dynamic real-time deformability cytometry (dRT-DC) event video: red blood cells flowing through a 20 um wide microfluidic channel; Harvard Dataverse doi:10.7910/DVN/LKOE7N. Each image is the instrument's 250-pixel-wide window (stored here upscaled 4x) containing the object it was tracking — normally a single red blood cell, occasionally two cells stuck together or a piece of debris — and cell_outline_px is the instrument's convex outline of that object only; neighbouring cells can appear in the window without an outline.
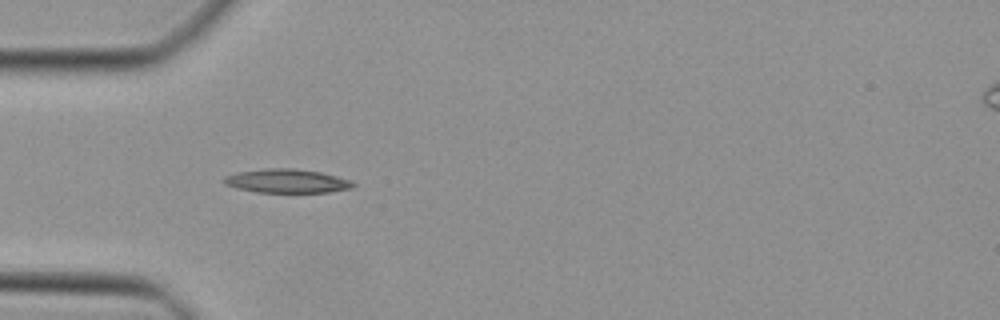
{"species": "Egyptian fruit bat (a non-hibernating species)", "species_latin": "Rousettus aegyptiacus", "temperature_condition": "cold", "stored_images_in_passage": 36, "camera_frame_rate_fps": 3000, "um_per_image_px": 0.085, "animal": {"sex": "female"}, "frame": {"image": 1, "passage_image": 4, "time_ms": 1.0, "image_size_px": [1000, 320], "cell_outline_px": [[356, 184], [352, 188], [328, 192], [256, 192], [236, 188], [224, 184], [224, 176], [240, 172], [268, 168], [296, 168], [320, 172], [352, 180]], "centroid_in_image_um": [24.41, 15.38], "position_along_channel_um": 60.6, "area_um2": 17.86}}
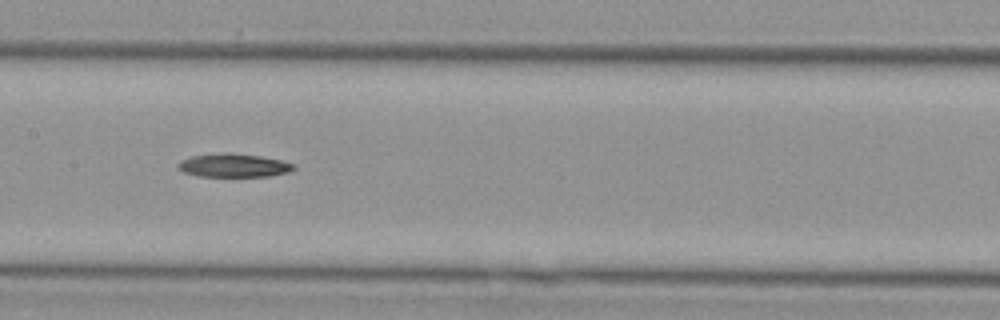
{"frame": {"image": 2, "passage_image": 13, "time_ms": 4.0, "image_size_px": [1000, 320], "cell_outline_px": [[296, 168], [288, 172], [268, 176], [196, 176], [184, 172], [176, 168], [176, 164], [180, 160], [192, 156], [224, 152], [228, 152], [260, 156], [280, 160], [292, 164]], "centroid_in_image_um": [19.79, 14.05], "position_along_channel_um": 187.6, "area_um2": 15.78}}
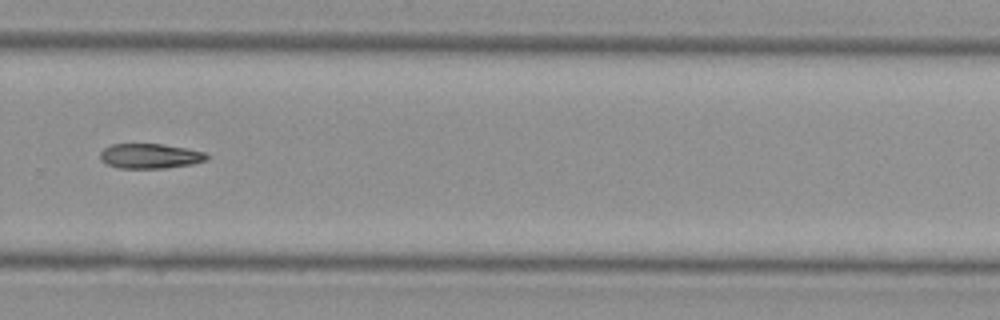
{"frame": {"image": 3, "passage_image": 22, "time_ms": 7.0, "image_size_px": [1000, 320], "cell_outline_px": [[208, 156], [204, 160], [192, 164], [164, 168], [120, 168], [108, 164], [100, 160], [100, 152], [104, 148], [112, 144], [160, 144], [184, 148], [204, 152]], "centroid_in_image_um": [12.7, 13.26], "position_along_channel_um": 317.1, "area_um2": 15.2}}